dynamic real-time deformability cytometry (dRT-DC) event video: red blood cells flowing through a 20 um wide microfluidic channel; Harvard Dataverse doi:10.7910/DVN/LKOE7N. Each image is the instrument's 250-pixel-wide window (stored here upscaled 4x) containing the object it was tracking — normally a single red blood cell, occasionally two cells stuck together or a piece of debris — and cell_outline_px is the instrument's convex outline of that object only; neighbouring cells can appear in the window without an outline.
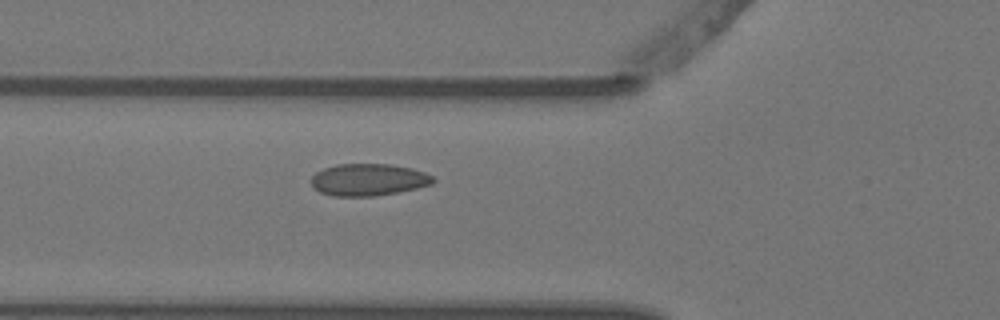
{"species": "Egyptian fruit bat (a non-hibernating species)", "species_latin": "Rousettus aegyptiacus", "temperature_condition": "warm", "stored_images_in_passage": 2, "camera_frame_rate_fps": 3000, "um_per_image_px": 0.085, "animal": {"sex": "female"}, "frame": {"image": 1, "passage_image": 2, "time_ms": 0.333, "image_size_px": [1000, 320], "cell_outline_px": [[436, 180], [432, 184], [416, 188], [376, 196], [332, 196], [320, 192], [312, 188], [312, 176], [316, 172], [324, 168], [336, 164], [392, 164], [412, 168], [424, 172], [432, 176]], "centroid_in_image_um": [31.3, 15.27], "position_along_channel_um": 94.5, "area_um2": 22.83}}